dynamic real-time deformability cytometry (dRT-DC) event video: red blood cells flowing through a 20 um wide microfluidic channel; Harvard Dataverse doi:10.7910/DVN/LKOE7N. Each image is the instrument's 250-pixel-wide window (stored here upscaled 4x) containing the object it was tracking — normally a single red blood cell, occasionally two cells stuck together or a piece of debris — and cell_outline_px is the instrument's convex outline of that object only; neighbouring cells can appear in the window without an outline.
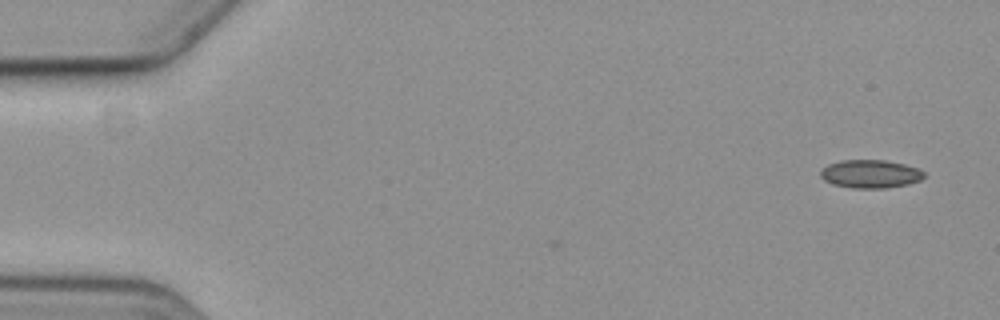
{"species": "common noctule bat (a hibernating species)", "species_latin": "Nyctalus noctula", "temperature_condition": "cold", "stored_images_in_passage": 2, "camera_frame_rate_fps": 3000, "um_per_image_px": 0.085, "animal": {"sex": "female", "body_mass_g": 19.3, "forearm_length_mm": 54.1}, "frame": {"image": 1, "passage_image": 2, "time_ms": 1.0, "image_size_px": [1000, 320], "cell_outline_px": [[924, 176], [920, 180], [908, 184], [884, 188], [852, 188], [832, 184], [824, 180], [820, 176], [820, 172], [828, 164], [840, 160], [884, 160], [904, 164], [920, 168], [924, 172]], "centroid_in_image_um": [73.98, 14.78], "position_along_channel_um": 11.0, "area_um2": 17.05}}